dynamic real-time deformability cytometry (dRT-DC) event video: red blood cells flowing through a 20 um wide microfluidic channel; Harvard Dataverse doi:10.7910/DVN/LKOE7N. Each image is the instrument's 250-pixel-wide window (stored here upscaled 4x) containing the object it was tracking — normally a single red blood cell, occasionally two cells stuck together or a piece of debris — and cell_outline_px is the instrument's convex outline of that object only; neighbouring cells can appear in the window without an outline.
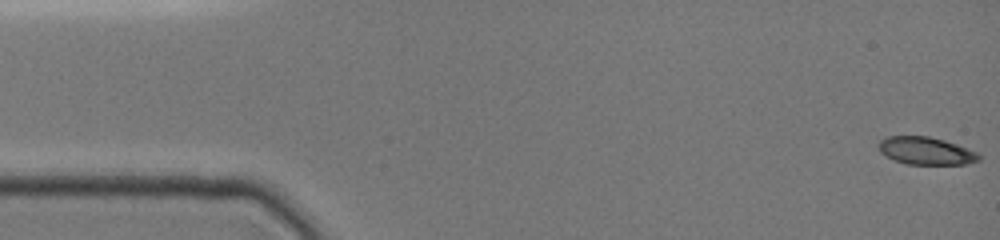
{"species": "common noctule bat (a hibernating species)", "species_latin": "Nyctalus noctula", "temperature_condition": "cold", "stored_images_in_passage": 48, "camera_frame_rate_fps": 3000, "um_per_image_px": 0.085, "animal": {"sex": "female", "body_mass_g": 19.0, "forearm_length_mm": 51.5}, "frame": {"image": 1, "passage_image": 1, "time_ms": 0.0, "image_size_px": [1000, 240], "cell_outline_px": [[980, 160], [964, 164], [908, 164], [896, 160], [880, 152], [876, 144], [880, 140], [888, 136], [928, 136], [944, 140], [968, 148], [976, 152], [980, 156]], "centroid_in_image_um": [78.69, 12.81], "position_along_channel_um": 6.3, "area_um2": 16.01}}
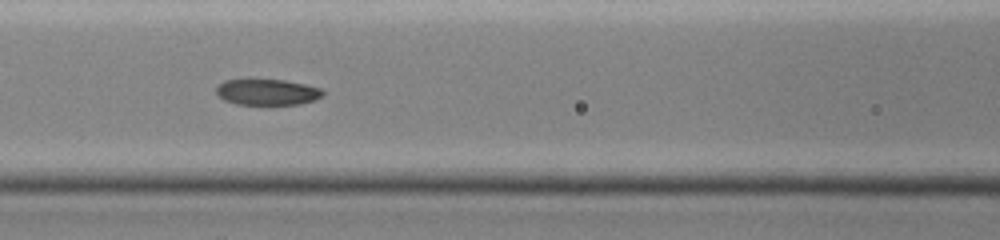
{"frame": {"image": 2, "passage_image": 21, "time_ms": 6.667, "image_size_px": [1000, 240], "cell_outline_px": [[324, 96], [316, 100], [300, 104], [236, 104], [224, 100], [216, 92], [216, 88], [224, 80], [284, 80], [304, 84], [320, 88], [324, 92]], "centroid_in_image_um": [22.75, 7.83], "position_along_channel_um": 143.8, "area_um2": 16.01}}
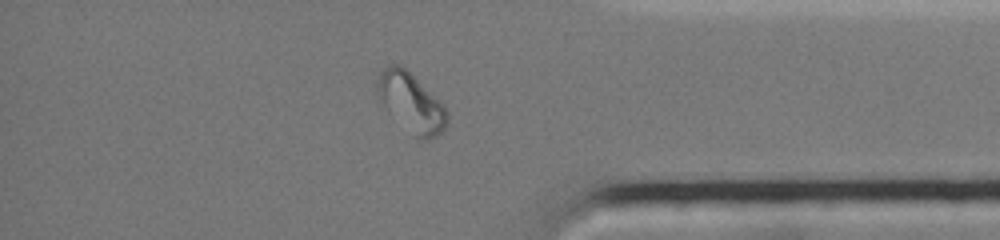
{"frame": {"image": 3, "passage_image": 41, "time_ms": 13.333, "image_size_px": [1000, 240], "cell_outline_px": [[448, 124], [436, 136], [428, 140], [424, 140], [412, 136], [388, 112], [376, 88], [376, 80], [384, 68], [388, 64], [400, 64], [444, 104], [448, 116]], "centroid_in_image_um": [34.96, 8.74], "position_along_channel_um": 400.2, "area_um2": 23.81}, "authors_computed_cell_mechanics": {"area_um2": 16.9932, "velocity_mm_per_s": 3.9556, "shape_relaxation_time_tau1_ms": 6.7258, "shape_relaxation_time_tau2_ms": 1.9835, "deformation_change_tau1": 0.2064, "deformation_change_tau2": 0.0467}}